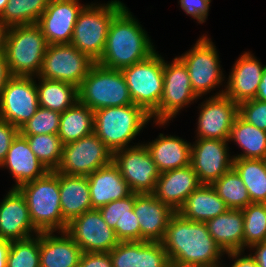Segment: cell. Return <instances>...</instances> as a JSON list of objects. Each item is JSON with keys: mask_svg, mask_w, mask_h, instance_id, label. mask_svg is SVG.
I'll use <instances>...</instances> for the list:
<instances>
[{"mask_svg": "<svg viewBox=\"0 0 266 267\" xmlns=\"http://www.w3.org/2000/svg\"><path fill=\"white\" fill-rule=\"evenodd\" d=\"M172 266L222 267L225 253L205 222L191 221L175 212L162 240Z\"/></svg>", "mask_w": 266, "mask_h": 267, "instance_id": "obj_1", "label": "cell"}, {"mask_svg": "<svg viewBox=\"0 0 266 267\" xmlns=\"http://www.w3.org/2000/svg\"><path fill=\"white\" fill-rule=\"evenodd\" d=\"M131 13L125 5L112 19L99 65L122 70L156 52L148 32Z\"/></svg>", "mask_w": 266, "mask_h": 267, "instance_id": "obj_2", "label": "cell"}, {"mask_svg": "<svg viewBox=\"0 0 266 267\" xmlns=\"http://www.w3.org/2000/svg\"><path fill=\"white\" fill-rule=\"evenodd\" d=\"M48 45L37 24L2 31L1 50L12 76L38 77Z\"/></svg>", "mask_w": 266, "mask_h": 267, "instance_id": "obj_3", "label": "cell"}, {"mask_svg": "<svg viewBox=\"0 0 266 267\" xmlns=\"http://www.w3.org/2000/svg\"><path fill=\"white\" fill-rule=\"evenodd\" d=\"M28 205L29 215L39 232L65 231L60 205L59 173L48 171L43 177L17 188Z\"/></svg>", "mask_w": 266, "mask_h": 267, "instance_id": "obj_4", "label": "cell"}, {"mask_svg": "<svg viewBox=\"0 0 266 267\" xmlns=\"http://www.w3.org/2000/svg\"><path fill=\"white\" fill-rule=\"evenodd\" d=\"M150 120L151 116L135 104L106 107L94 111V133L113 153L135 146L128 144Z\"/></svg>", "mask_w": 266, "mask_h": 267, "instance_id": "obj_5", "label": "cell"}, {"mask_svg": "<svg viewBox=\"0 0 266 267\" xmlns=\"http://www.w3.org/2000/svg\"><path fill=\"white\" fill-rule=\"evenodd\" d=\"M124 6L120 0L86 3L76 21L70 44L97 62L104 52L110 23Z\"/></svg>", "mask_w": 266, "mask_h": 267, "instance_id": "obj_6", "label": "cell"}, {"mask_svg": "<svg viewBox=\"0 0 266 267\" xmlns=\"http://www.w3.org/2000/svg\"><path fill=\"white\" fill-rule=\"evenodd\" d=\"M78 101L95 111L133 104L121 70L95 63L78 86Z\"/></svg>", "mask_w": 266, "mask_h": 267, "instance_id": "obj_7", "label": "cell"}, {"mask_svg": "<svg viewBox=\"0 0 266 267\" xmlns=\"http://www.w3.org/2000/svg\"><path fill=\"white\" fill-rule=\"evenodd\" d=\"M164 57L155 52L149 58L121 70L133 104L152 116L159 108L163 94Z\"/></svg>", "mask_w": 266, "mask_h": 267, "instance_id": "obj_8", "label": "cell"}, {"mask_svg": "<svg viewBox=\"0 0 266 267\" xmlns=\"http://www.w3.org/2000/svg\"><path fill=\"white\" fill-rule=\"evenodd\" d=\"M177 57L187 67L192 89L199 98L223 85L226 77L218 50L208 35L203 34L191 49Z\"/></svg>", "mask_w": 266, "mask_h": 267, "instance_id": "obj_9", "label": "cell"}, {"mask_svg": "<svg viewBox=\"0 0 266 267\" xmlns=\"http://www.w3.org/2000/svg\"><path fill=\"white\" fill-rule=\"evenodd\" d=\"M164 87L158 110L151 116L156 126L168 125L182 108L200 99L193 91L188 69L178 58L171 63L164 60ZM195 100V101H194Z\"/></svg>", "mask_w": 266, "mask_h": 267, "instance_id": "obj_10", "label": "cell"}, {"mask_svg": "<svg viewBox=\"0 0 266 267\" xmlns=\"http://www.w3.org/2000/svg\"><path fill=\"white\" fill-rule=\"evenodd\" d=\"M112 151L93 132L62 147V159L57 173L88 176L112 162Z\"/></svg>", "mask_w": 266, "mask_h": 267, "instance_id": "obj_11", "label": "cell"}, {"mask_svg": "<svg viewBox=\"0 0 266 267\" xmlns=\"http://www.w3.org/2000/svg\"><path fill=\"white\" fill-rule=\"evenodd\" d=\"M95 63L72 44L48 45L38 77L78 87Z\"/></svg>", "mask_w": 266, "mask_h": 267, "instance_id": "obj_12", "label": "cell"}, {"mask_svg": "<svg viewBox=\"0 0 266 267\" xmlns=\"http://www.w3.org/2000/svg\"><path fill=\"white\" fill-rule=\"evenodd\" d=\"M136 144L113 152L112 162L133 193H152L160 172L145 144Z\"/></svg>", "mask_w": 266, "mask_h": 267, "instance_id": "obj_13", "label": "cell"}, {"mask_svg": "<svg viewBox=\"0 0 266 267\" xmlns=\"http://www.w3.org/2000/svg\"><path fill=\"white\" fill-rule=\"evenodd\" d=\"M38 108L36 77L12 76L0 96V118L20 129Z\"/></svg>", "mask_w": 266, "mask_h": 267, "instance_id": "obj_14", "label": "cell"}, {"mask_svg": "<svg viewBox=\"0 0 266 267\" xmlns=\"http://www.w3.org/2000/svg\"><path fill=\"white\" fill-rule=\"evenodd\" d=\"M224 91L225 88L220 89L199 104L195 138L228 140L238 116V104L226 97Z\"/></svg>", "mask_w": 266, "mask_h": 267, "instance_id": "obj_15", "label": "cell"}, {"mask_svg": "<svg viewBox=\"0 0 266 267\" xmlns=\"http://www.w3.org/2000/svg\"><path fill=\"white\" fill-rule=\"evenodd\" d=\"M65 232L82 252H110L118 243L115 232L103 219L99 209H92L71 220Z\"/></svg>", "mask_w": 266, "mask_h": 267, "instance_id": "obj_16", "label": "cell"}, {"mask_svg": "<svg viewBox=\"0 0 266 267\" xmlns=\"http://www.w3.org/2000/svg\"><path fill=\"white\" fill-rule=\"evenodd\" d=\"M192 143L191 166L202 184H212L233 167L228 140L195 138Z\"/></svg>", "mask_w": 266, "mask_h": 267, "instance_id": "obj_17", "label": "cell"}, {"mask_svg": "<svg viewBox=\"0 0 266 267\" xmlns=\"http://www.w3.org/2000/svg\"><path fill=\"white\" fill-rule=\"evenodd\" d=\"M79 0H49L37 25L49 45L70 44L80 12L86 6Z\"/></svg>", "mask_w": 266, "mask_h": 267, "instance_id": "obj_18", "label": "cell"}, {"mask_svg": "<svg viewBox=\"0 0 266 267\" xmlns=\"http://www.w3.org/2000/svg\"><path fill=\"white\" fill-rule=\"evenodd\" d=\"M39 233L31 221L24 196L17 188H10L0 201V238L17 241Z\"/></svg>", "mask_w": 266, "mask_h": 267, "instance_id": "obj_19", "label": "cell"}, {"mask_svg": "<svg viewBox=\"0 0 266 267\" xmlns=\"http://www.w3.org/2000/svg\"><path fill=\"white\" fill-rule=\"evenodd\" d=\"M263 70L260 60L251 51H245L233 64L226 85H223L224 95L237 104L255 99Z\"/></svg>", "mask_w": 266, "mask_h": 267, "instance_id": "obj_20", "label": "cell"}, {"mask_svg": "<svg viewBox=\"0 0 266 267\" xmlns=\"http://www.w3.org/2000/svg\"><path fill=\"white\" fill-rule=\"evenodd\" d=\"M133 211L140 224V241L162 242L175 211L151 193H135Z\"/></svg>", "mask_w": 266, "mask_h": 267, "instance_id": "obj_21", "label": "cell"}, {"mask_svg": "<svg viewBox=\"0 0 266 267\" xmlns=\"http://www.w3.org/2000/svg\"><path fill=\"white\" fill-rule=\"evenodd\" d=\"M109 253L113 267H171L162 242L119 241Z\"/></svg>", "mask_w": 266, "mask_h": 267, "instance_id": "obj_22", "label": "cell"}, {"mask_svg": "<svg viewBox=\"0 0 266 267\" xmlns=\"http://www.w3.org/2000/svg\"><path fill=\"white\" fill-rule=\"evenodd\" d=\"M202 183L190 165L160 173L151 193L175 212L184 204L186 198Z\"/></svg>", "mask_w": 266, "mask_h": 267, "instance_id": "obj_23", "label": "cell"}, {"mask_svg": "<svg viewBox=\"0 0 266 267\" xmlns=\"http://www.w3.org/2000/svg\"><path fill=\"white\" fill-rule=\"evenodd\" d=\"M0 168L9 169L15 181L12 188L43 177L48 170L32 152L26 137L20 133L14 138Z\"/></svg>", "mask_w": 266, "mask_h": 267, "instance_id": "obj_24", "label": "cell"}, {"mask_svg": "<svg viewBox=\"0 0 266 267\" xmlns=\"http://www.w3.org/2000/svg\"><path fill=\"white\" fill-rule=\"evenodd\" d=\"M87 177L92 209H99L133 193L113 162L97 169Z\"/></svg>", "mask_w": 266, "mask_h": 267, "instance_id": "obj_25", "label": "cell"}, {"mask_svg": "<svg viewBox=\"0 0 266 267\" xmlns=\"http://www.w3.org/2000/svg\"><path fill=\"white\" fill-rule=\"evenodd\" d=\"M82 253L65 231L40 232V267H78Z\"/></svg>", "mask_w": 266, "mask_h": 267, "instance_id": "obj_26", "label": "cell"}, {"mask_svg": "<svg viewBox=\"0 0 266 267\" xmlns=\"http://www.w3.org/2000/svg\"><path fill=\"white\" fill-rule=\"evenodd\" d=\"M145 146L160 173L191 164V143L181 137L160 133Z\"/></svg>", "mask_w": 266, "mask_h": 267, "instance_id": "obj_27", "label": "cell"}, {"mask_svg": "<svg viewBox=\"0 0 266 267\" xmlns=\"http://www.w3.org/2000/svg\"><path fill=\"white\" fill-rule=\"evenodd\" d=\"M208 232L225 254L244 252V216L242 209L226 212L205 222Z\"/></svg>", "mask_w": 266, "mask_h": 267, "instance_id": "obj_28", "label": "cell"}, {"mask_svg": "<svg viewBox=\"0 0 266 267\" xmlns=\"http://www.w3.org/2000/svg\"><path fill=\"white\" fill-rule=\"evenodd\" d=\"M135 193L99 208L104 221L119 241H140V224L134 214Z\"/></svg>", "mask_w": 266, "mask_h": 267, "instance_id": "obj_29", "label": "cell"}, {"mask_svg": "<svg viewBox=\"0 0 266 267\" xmlns=\"http://www.w3.org/2000/svg\"><path fill=\"white\" fill-rule=\"evenodd\" d=\"M59 191L62 216L67 223L92 210L87 176L59 173Z\"/></svg>", "mask_w": 266, "mask_h": 267, "instance_id": "obj_30", "label": "cell"}, {"mask_svg": "<svg viewBox=\"0 0 266 267\" xmlns=\"http://www.w3.org/2000/svg\"><path fill=\"white\" fill-rule=\"evenodd\" d=\"M228 209L211 184H201L186 198L177 212L191 221L206 222Z\"/></svg>", "mask_w": 266, "mask_h": 267, "instance_id": "obj_31", "label": "cell"}, {"mask_svg": "<svg viewBox=\"0 0 266 267\" xmlns=\"http://www.w3.org/2000/svg\"><path fill=\"white\" fill-rule=\"evenodd\" d=\"M234 142L242 149L233 159H263L266 155V131L247 123L239 115L230 130L228 142Z\"/></svg>", "mask_w": 266, "mask_h": 267, "instance_id": "obj_32", "label": "cell"}, {"mask_svg": "<svg viewBox=\"0 0 266 267\" xmlns=\"http://www.w3.org/2000/svg\"><path fill=\"white\" fill-rule=\"evenodd\" d=\"M94 132V111L77 101L61 113L58 136L61 143L79 140Z\"/></svg>", "mask_w": 266, "mask_h": 267, "instance_id": "obj_33", "label": "cell"}, {"mask_svg": "<svg viewBox=\"0 0 266 267\" xmlns=\"http://www.w3.org/2000/svg\"><path fill=\"white\" fill-rule=\"evenodd\" d=\"M39 106L62 113L78 101V87L67 82L36 77Z\"/></svg>", "mask_w": 266, "mask_h": 267, "instance_id": "obj_34", "label": "cell"}, {"mask_svg": "<svg viewBox=\"0 0 266 267\" xmlns=\"http://www.w3.org/2000/svg\"><path fill=\"white\" fill-rule=\"evenodd\" d=\"M252 203H266V167L263 159H233Z\"/></svg>", "mask_w": 266, "mask_h": 267, "instance_id": "obj_35", "label": "cell"}, {"mask_svg": "<svg viewBox=\"0 0 266 267\" xmlns=\"http://www.w3.org/2000/svg\"><path fill=\"white\" fill-rule=\"evenodd\" d=\"M49 0H9L2 15L0 27L37 24Z\"/></svg>", "mask_w": 266, "mask_h": 267, "instance_id": "obj_36", "label": "cell"}, {"mask_svg": "<svg viewBox=\"0 0 266 267\" xmlns=\"http://www.w3.org/2000/svg\"><path fill=\"white\" fill-rule=\"evenodd\" d=\"M211 185L229 209H244L252 203L246 186L233 167Z\"/></svg>", "mask_w": 266, "mask_h": 267, "instance_id": "obj_37", "label": "cell"}, {"mask_svg": "<svg viewBox=\"0 0 266 267\" xmlns=\"http://www.w3.org/2000/svg\"><path fill=\"white\" fill-rule=\"evenodd\" d=\"M39 161L48 171H55L62 159L63 144L58 134L23 135Z\"/></svg>", "mask_w": 266, "mask_h": 267, "instance_id": "obj_38", "label": "cell"}, {"mask_svg": "<svg viewBox=\"0 0 266 267\" xmlns=\"http://www.w3.org/2000/svg\"><path fill=\"white\" fill-rule=\"evenodd\" d=\"M242 211L245 252L253 244L266 241V203H251Z\"/></svg>", "mask_w": 266, "mask_h": 267, "instance_id": "obj_39", "label": "cell"}, {"mask_svg": "<svg viewBox=\"0 0 266 267\" xmlns=\"http://www.w3.org/2000/svg\"><path fill=\"white\" fill-rule=\"evenodd\" d=\"M40 233L33 237L10 242L7 267H40Z\"/></svg>", "mask_w": 266, "mask_h": 267, "instance_id": "obj_40", "label": "cell"}, {"mask_svg": "<svg viewBox=\"0 0 266 267\" xmlns=\"http://www.w3.org/2000/svg\"><path fill=\"white\" fill-rule=\"evenodd\" d=\"M61 113L39 106L36 113L19 129L21 135L58 134Z\"/></svg>", "mask_w": 266, "mask_h": 267, "instance_id": "obj_41", "label": "cell"}, {"mask_svg": "<svg viewBox=\"0 0 266 267\" xmlns=\"http://www.w3.org/2000/svg\"><path fill=\"white\" fill-rule=\"evenodd\" d=\"M238 115L247 123L266 131V101L250 99L238 104Z\"/></svg>", "mask_w": 266, "mask_h": 267, "instance_id": "obj_42", "label": "cell"}, {"mask_svg": "<svg viewBox=\"0 0 266 267\" xmlns=\"http://www.w3.org/2000/svg\"><path fill=\"white\" fill-rule=\"evenodd\" d=\"M180 8L199 24L206 22L211 0H179Z\"/></svg>", "mask_w": 266, "mask_h": 267, "instance_id": "obj_43", "label": "cell"}, {"mask_svg": "<svg viewBox=\"0 0 266 267\" xmlns=\"http://www.w3.org/2000/svg\"><path fill=\"white\" fill-rule=\"evenodd\" d=\"M18 133L19 129L17 127L0 118V166Z\"/></svg>", "mask_w": 266, "mask_h": 267, "instance_id": "obj_44", "label": "cell"}, {"mask_svg": "<svg viewBox=\"0 0 266 267\" xmlns=\"http://www.w3.org/2000/svg\"><path fill=\"white\" fill-rule=\"evenodd\" d=\"M78 267H113L109 252H83Z\"/></svg>", "mask_w": 266, "mask_h": 267, "instance_id": "obj_45", "label": "cell"}, {"mask_svg": "<svg viewBox=\"0 0 266 267\" xmlns=\"http://www.w3.org/2000/svg\"><path fill=\"white\" fill-rule=\"evenodd\" d=\"M226 255L233 261L229 267H259L255 259L250 254L245 255L244 252H231ZM225 265L226 264L224 263L222 267H228V265Z\"/></svg>", "mask_w": 266, "mask_h": 267, "instance_id": "obj_46", "label": "cell"}, {"mask_svg": "<svg viewBox=\"0 0 266 267\" xmlns=\"http://www.w3.org/2000/svg\"><path fill=\"white\" fill-rule=\"evenodd\" d=\"M249 251L259 267H266V241L253 244Z\"/></svg>", "mask_w": 266, "mask_h": 267, "instance_id": "obj_47", "label": "cell"}, {"mask_svg": "<svg viewBox=\"0 0 266 267\" xmlns=\"http://www.w3.org/2000/svg\"><path fill=\"white\" fill-rule=\"evenodd\" d=\"M12 77V74L9 71V66L6 61V57L2 50H0V96L6 86L9 79Z\"/></svg>", "mask_w": 266, "mask_h": 267, "instance_id": "obj_48", "label": "cell"}, {"mask_svg": "<svg viewBox=\"0 0 266 267\" xmlns=\"http://www.w3.org/2000/svg\"><path fill=\"white\" fill-rule=\"evenodd\" d=\"M10 242L0 238V267H7V255L10 249Z\"/></svg>", "mask_w": 266, "mask_h": 267, "instance_id": "obj_49", "label": "cell"}, {"mask_svg": "<svg viewBox=\"0 0 266 267\" xmlns=\"http://www.w3.org/2000/svg\"><path fill=\"white\" fill-rule=\"evenodd\" d=\"M255 99L260 101H266V65H264L261 83L258 86Z\"/></svg>", "mask_w": 266, "mask_h": 267, "instance_id": "obj_50", "label": "cell"}, {"mask_svg": "<svg viewBox=\"0 0 266 267\" xmlns=\"http://www.w3.org/2000/svg\"><path fill=\"white\" fill-rule=\"evenodd\" d=\"M9 0H0V16L4 12Z\"/></svg>", "mask_w": 266, "mask_h": 267, "instance_id": "obj_51", "label": "cell"}, {"mask_svg": "<svg viewBox=\"0 0 266 267\" xmlns=\"http://www.w3.org/2000/svg\"><path fill=\"white\" fill-rule=\"evenodd\" d=\"M171 267H209V266H172Z\"/></svg>", "mask_w": 266, "mask_h": 267, "instance_id": "obj_52", "label": "cell"}, {"mask_svg": "<svg viewBox=\"0 0 266 267\" xmlns=\"http://www.w3.org/2000/svg\"><path fill=\"white\" fill-rule=\"evenodd\" d=\"M2 31H3V29L0 27V50H1V38H2Z\"/></svg>", "mask_w": 266, "mask_h": 267, "instance_id": "obj_53", "label": "cell"}, {"mask_svg": "<svg viewBox=\"0 0 266 267\" xmlns=\"http://www.w3.org/2000/svg\"><path fill=\"white\" fill-rule=\"evenodd\" d=\"M263 161H264V164H265V167H266V155H265V157L263 158Z\"/></svg>", "mask_w": 266, "mask_h": 267, "instance_id": "obj_54", "label": "cell"}]
</instances>
